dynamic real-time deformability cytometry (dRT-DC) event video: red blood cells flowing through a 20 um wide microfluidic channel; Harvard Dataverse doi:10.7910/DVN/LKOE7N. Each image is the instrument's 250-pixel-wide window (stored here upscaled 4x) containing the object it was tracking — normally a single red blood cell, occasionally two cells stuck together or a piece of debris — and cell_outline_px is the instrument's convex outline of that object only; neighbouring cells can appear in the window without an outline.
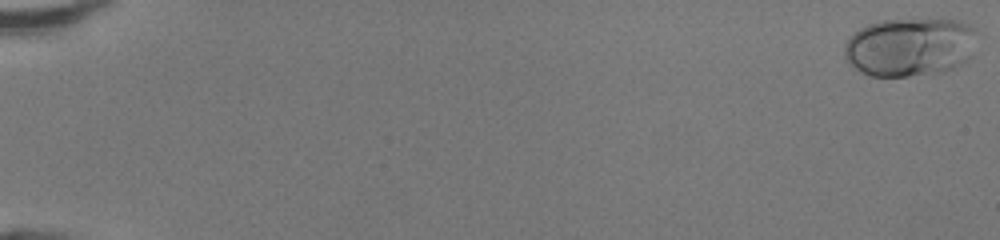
{"species": "human", "species_latin": "Homo sapiens", "temperature_condition": "room temperature", "stored_images_in_passage": 49, "camera_frame_rate_fps": 3000, "um_per_image_px": 0.085, "donor": {"sex": "female"}, "frame": {"image": 1, "passage_image": 1, "time_ms": 0.0, "image_size_px": [1000, 240], "cell_outline_px": [[976, 32], [972, 56], [968, 60], [944, 72], [908, 76], [872, 76], [848, 64], [844, 56], [844, 44], [848, 36], [860, 28], [868, 24], [880, 20], [956, 20], [968, 24], [976, 28]], "centroid_in_image_um": [77.33, 3.99], "position_along_channel_um": 7.7, "area_um2": 45.55}}
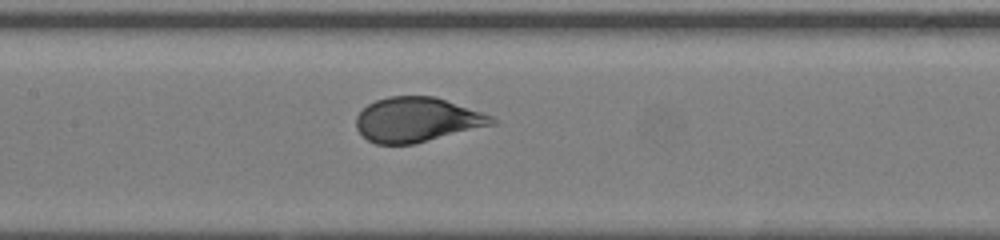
{"frame": {"image": 2, "passage_image": 26, "time_ms": 8.333, "image_size_px": [1000, 240], "cell_outline_px": [[500, 120], [496, 124], [412, 144], [376, 144], [368, 140], [356, 128], [356, 116], [368, 104], [376, 100], [388, 96], [436, 96], [492, 116]], "centroid_in_image_um": [35.45, 10.17], "position_along_channel_um": 171.9, "area_um2": 35.2}}
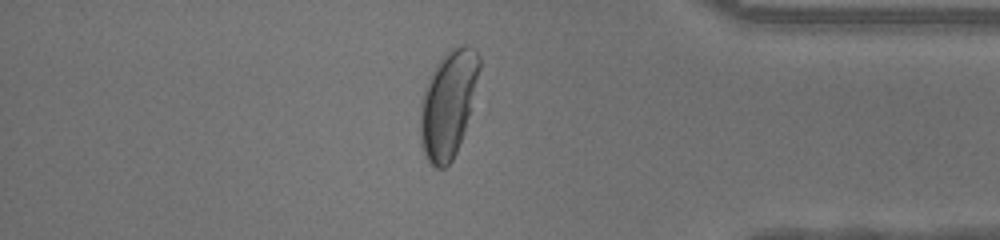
{"frame": {"image": 3, "passage_image": 43, "time_ms": 14.0, "image_size_px": [1000, 240], "cell_outline_px": [[480, 68], [464, 132], [456, 152], [452, 160], [444, 168], [436, 168], [428, 160], [424, 152], [420, 140], [420, 100], [424, 88], [436, 64], [444, 52], [448, 48], [460, 44], [464, 44], [472, 48], [480, 56]], "centroid_in_image_um": [38.07, 8.79], "position_along_channel_um": 397.1, "area_um2": 36.65}, "authors_computed_cell_mechanics": {"area_um2": 37.1076, "velocity_mm_per_s": 4.2911, "shape_relaxation_time_tau1_ms": 3.6678, "shape_relaxation_time_tau2_ms": null, "deformation_change_tau1": 0.2046, "deformation_change_tau2": null}}